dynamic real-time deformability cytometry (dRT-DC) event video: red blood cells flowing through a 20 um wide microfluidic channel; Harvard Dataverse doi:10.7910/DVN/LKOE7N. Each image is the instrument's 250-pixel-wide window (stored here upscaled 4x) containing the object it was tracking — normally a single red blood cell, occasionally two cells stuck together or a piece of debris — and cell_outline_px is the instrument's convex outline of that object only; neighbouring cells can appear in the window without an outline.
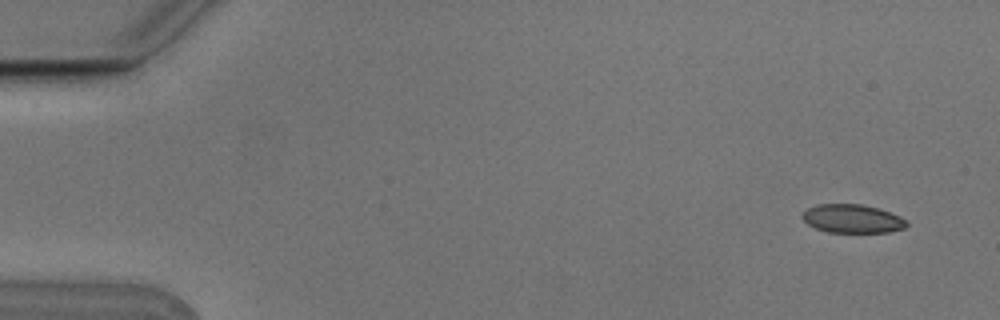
{"species": "Egyptian fruit bat (a non-hibernating species)", "species_latin": "Rousettus aegyptiacus", "temperature_condition": "cold", "stored_images_in_passage": 4, "camera_frame_rate_fps": 3000, "um_per_image_px": 0.085, "animal": {"sex": "male"}, "frame": {"image": 1, "passage_image": 1, "time_ms": 0.0, "image_size_px": [1000, 320], "cell_outline_px": [[908, 224], [904, 228], [888, 232], [828, 232], [816, 228], [808, 224], [800, 216], [808, 208], [816, 204], [860, 204], [880, 208], [900, 216], [908, 220]], "centroid_in_image_um": [72.47, 18.58], "position_along_channel_um": 12.5, "area_um2": 17.4}}